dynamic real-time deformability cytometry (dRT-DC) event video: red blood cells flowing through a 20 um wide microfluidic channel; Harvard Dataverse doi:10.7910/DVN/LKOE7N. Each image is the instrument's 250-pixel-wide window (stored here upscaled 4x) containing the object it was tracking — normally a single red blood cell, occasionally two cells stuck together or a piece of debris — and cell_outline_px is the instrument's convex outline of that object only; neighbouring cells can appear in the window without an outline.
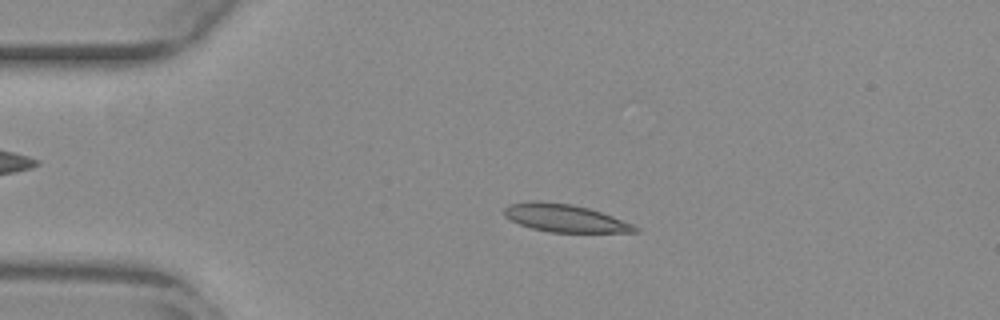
{"species": "common noctule bat (a hibernating species)", "species_latin": "Nyctalus noctula", "temperature_condition": "warm", "stored_images_in_passage": 53, "camera_frame_rate_fps": 3000, "um_per_image_px": 0.085, "animal": {"sex": "female", "body_mass_g": 29.2, "forearm_length_mm": 56.3}, "frame": {"image": 1, "passage_image": 11, "time_ms": 3.333, "image_size_px": [1000, 320], "cell_outline_px": [[640, 232], [548, 232], [532, 228], [520, 224], [504, 216], [504, 208], [508, 204], [528, 200], [540, 200], [572, 204], [588, 208], [612, 216], [632, 224], [640, 228]], "centroid_in_image_um": [47.98, 18.52], "position_along_channel_um": 37.0, "area_um2": 21.21}}
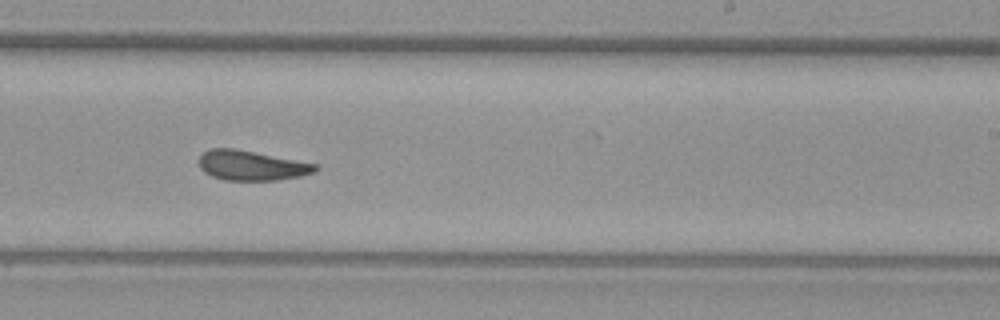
{"frame": {"image": 2, "passage_image": 32, "time_ms": 10.333, "image_size_px": [1000, 320], "cell_outline_px": [[320, 168], [316, 172], [300, 176], [276, 180], [224, 180], [212, 176], [204, 172], [200, 168], [200, 156], [204, 152], [212, 148], [236, 148], [320, 164]], "centroid_in_image_um": [21.44, 14.06], "position_along_channel_um": 267.6, "area_um2": 20.46}}
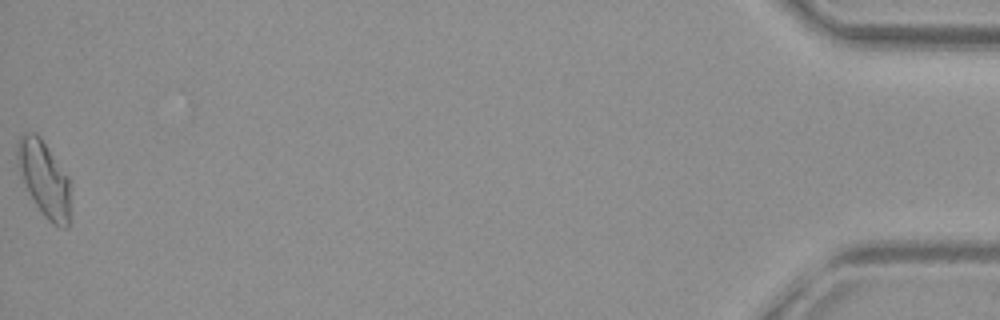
{"frame": {"image": 3, "passage_image": 53, "time_ms": 17.333, "image_size_px": [1000, 320], "cell_outline_px": [[72, 220], [68, 228], [60, 228], [48, 220], [44, 216], [28, 192], [20, 176], [16, 160], [16, 140], [24, 132], [36, 132], [40, 136], [68, 176]], "centroid_in_image_um": [3.76, 15.21], "position_along_channel_um": 431.4, "area_um2": 23.99}, "authors_computed_cell_mechanics": {"area_um2": 20.7502, "velocity_mm_per_s": 3.8285, "shape_relaxation_time_tau1_ms": null, "shape_relaxation_time_tau2_ms": 2.2397, "deformation_change_tau1": null, "deformation_change_tau2": 0.094}}